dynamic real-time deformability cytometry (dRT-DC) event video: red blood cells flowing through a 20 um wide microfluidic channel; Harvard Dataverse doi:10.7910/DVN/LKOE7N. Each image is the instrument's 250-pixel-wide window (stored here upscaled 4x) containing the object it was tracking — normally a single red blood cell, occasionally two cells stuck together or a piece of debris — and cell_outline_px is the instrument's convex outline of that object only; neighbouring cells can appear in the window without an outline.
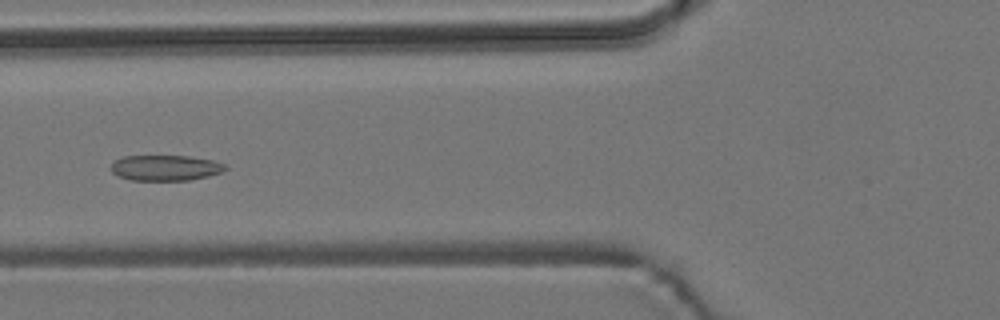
{"species": "common noctule bat (a hibernating species)", "species_latin": "Nyctalus noctula", "temperature_condition": "room temperature", "stored_images_in_passage": 55, "camera_frame_rate_fps": 3000, "um_per_image_px": 0.085, "animal": {"sex": "male", "body_mass_g": 19.2, "forearm_length_mm": 51.8}, "frame": {"image": 1, "passage_image": 21, "time_ms": 6.667, "image_size_px": [1000, 320], "cell_outline_px": [[228, 168], [224, 172], [208, 176], [188, 180], [128, 180], [112, 172], [112, 164], [116, 160], [124, 156], [188, 156], [212, 160], [224, 164]], "centroid_in_image_um": [14.09, 14.27], "position_along_channel_um": 111.7, "area_um2": 16.94}}
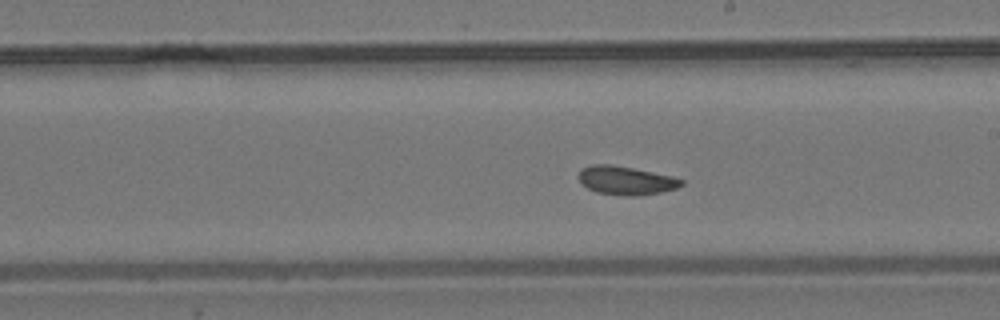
{"frame": {"image": 2, "passage_image": 31, "time_ms": 10.0, "image_size_px": [1000, 320], "cell_outline_px": [[684, 184], [676, 188], [660, 192], [636, 196], [628, 196], [596, 192], [588, 188], [576, 176], [580, 168], [592, 164], [612, 164], [672, 176], [684, 180]], "centroid_in_image_um": [53.17, 15.33], "position_along_channel_um": 235.8, "area_um2": 17.11}}
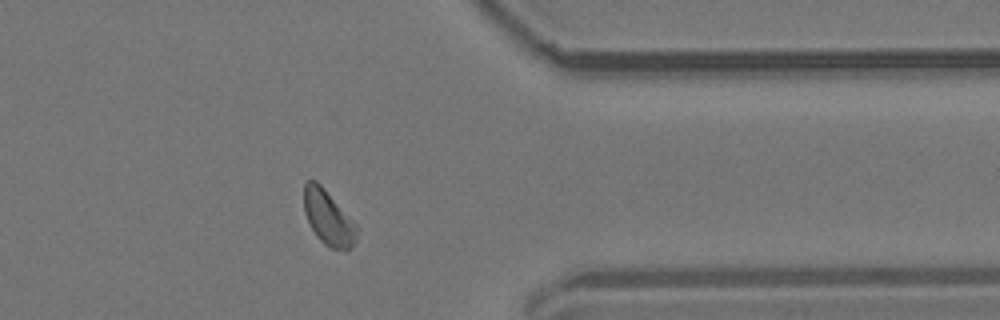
{"frame": {"image": 3, "passage_image": 44, "time_ms": 14.333, "image_size_px": [1000, 320], "cell_outline_px": [[360, 228], [356, 240], [352, 248], [344, 252], [332, 248], [324, 244], [316, 236], [304, 212], [304, 184], [308, 180], [316, 180], [324, 188]], "centroid_in_image_um": [27.94, 18.55], "position_along_channel_um": 383.5, "area_um2": 17.05}, "authors_computed_cell_mechanics": {"area_um2": 17.2244, "velocity_mm_per_s": 3.7202, "shape_relaxation_time_tau1_ms": 7.9881, "shape_relaxation_time_tau2_ms": 2.6034, "deformation_change_tau1": 0.115, "deformation_change_tau2": 0.0842}}